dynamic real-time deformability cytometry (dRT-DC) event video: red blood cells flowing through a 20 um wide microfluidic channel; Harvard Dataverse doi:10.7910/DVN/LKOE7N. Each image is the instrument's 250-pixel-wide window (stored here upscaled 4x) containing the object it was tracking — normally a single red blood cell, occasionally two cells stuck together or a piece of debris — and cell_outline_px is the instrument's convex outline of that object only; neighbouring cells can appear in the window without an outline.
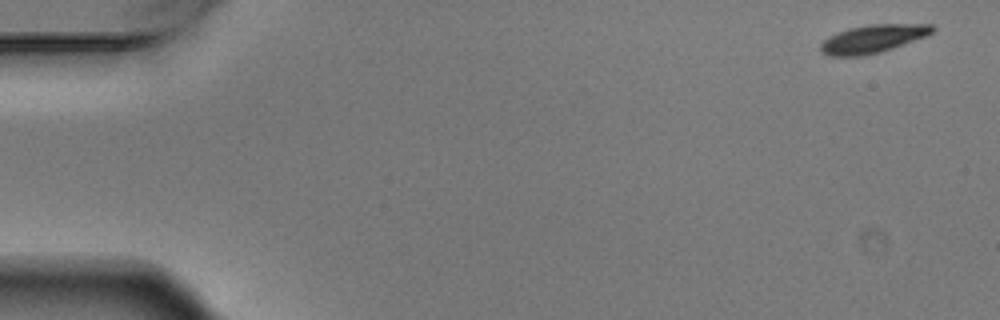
{"species": "Egyptian fruit bat (a non-hibernating species)", "species_latin": "Rousettus aegyptiacus", "temperature_condition": "warm", "stored_images_in_passage": 5, "camera_frame_rate_fps": 3000, "um_per_image_px": 0.085, "animal": {"sex": "male"}, "frame": {"image": 1, "passage_image": 1, "time_ms": 0.0, "image_size_px": [1000, 320], "cell_outline_px": [[936, 28], [928, 36], [880, 52], [860, 56], [832, 56], [824, 52], [820, 48], [820, 44], [828, 36], [848, 28], [872, 24], [932, 24]], "centroid_in_image_um": [74.23, 3.28], "position_along_channel_um": 10.8, "area_um2": 18.21}}
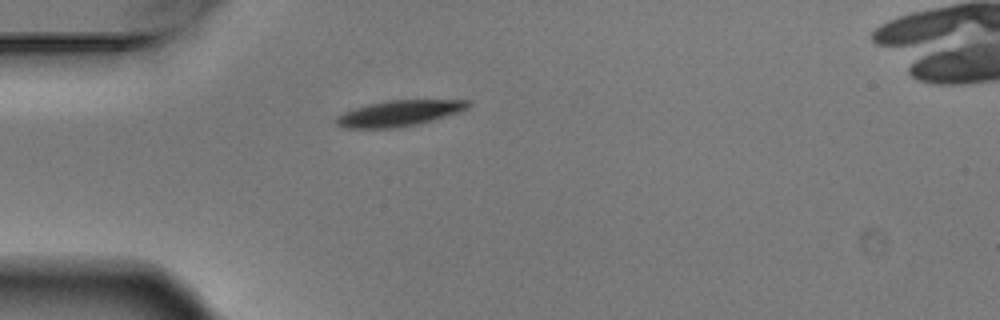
{"frame": {"image": 2, "passage_image": 4, "time_ms": 1.0, "image_size_px": [1000, 320], "cell_outline_px": [[472, 104], [468, 108], [432, 120], [416, 124], [396, 128], [348, 128], [336, 124], [336, 116], [344, 112], [368, 104], [388, 100], [472, 100]], "centroid_in_image_um": [33.93, 9.62], "position_along_channel_um": 51.1, "area_um2": 19.59}}